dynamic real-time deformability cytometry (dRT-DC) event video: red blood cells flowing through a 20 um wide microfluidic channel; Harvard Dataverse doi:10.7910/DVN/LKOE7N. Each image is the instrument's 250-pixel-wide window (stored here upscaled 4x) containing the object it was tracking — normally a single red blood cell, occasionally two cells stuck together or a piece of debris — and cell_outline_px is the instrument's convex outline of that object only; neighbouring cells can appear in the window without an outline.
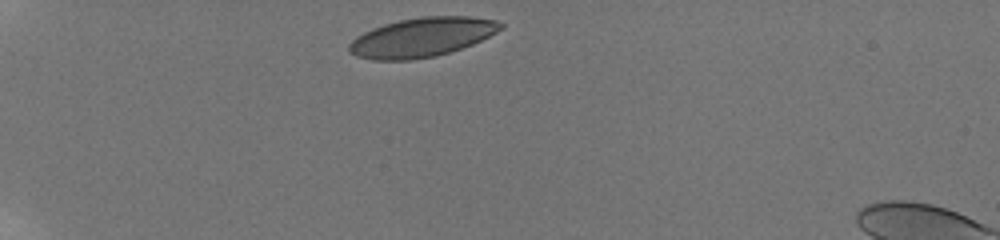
{"species": "human", "species_latin": "Homo sapiens", "temperature_condition": "room temperature", "stored_images_in_passage": 4, "camera_frame_rate_fps": 3000, "um_per_image_px": 0.085, "donor": {"sex": "male"}, "frame": {"image": 1, "passage_image": 1, "time_ms": 0.0, "image_size_px": [1000, 240], "cell_outline_px": [[504, 28], [472, 44], [436, 56], [412, 60], [372, 60], [356, 56], [348, 52], [348, 44], [356, 36], [372, 28], [384, 24], [400, 20], [420, 16], [468, 16], [496, 20], [504, 24]], "centroid_in_image_um": [35.83, 3.17], "position_along_channel_um": 49.2, "area_um2": 34.68}}